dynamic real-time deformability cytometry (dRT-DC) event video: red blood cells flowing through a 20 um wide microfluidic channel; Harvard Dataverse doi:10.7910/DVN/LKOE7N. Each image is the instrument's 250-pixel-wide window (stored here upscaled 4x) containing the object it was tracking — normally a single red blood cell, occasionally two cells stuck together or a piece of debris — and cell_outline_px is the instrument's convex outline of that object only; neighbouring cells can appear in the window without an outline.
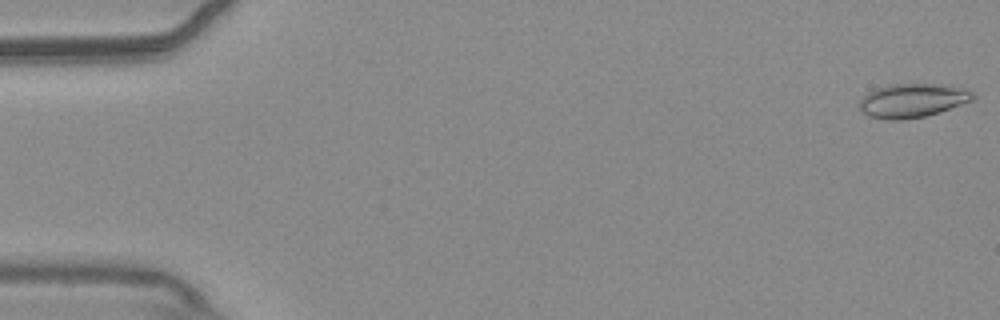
{"species": "common noctule bat (a hibernating species)", "species_latin": "Nyctalus noctula", "temperature_condition": "warm", "stored_images_in_passage": 16, "camera_frame_rate_fps": 3000, "um_per_image_px": 0.085, "animal": {"sex": "male", "body_mass_g": 20.4}, "frame": {"image": 1, "passage_image": 1, "time_ms": 0.0, "image_size_px": [1000, 320], "cell_outline_px": [[976, 96], [972, 100], [940, 112], [928, 116], [904, 120], [888, 120], [868, 116], [860, 112], [860, 100], [868, 92], [876, 88], [892, 84], [940, 84], [964, 88], [972, 92]], "centroid_in_image_um": [77.55, 8.56], "position_along_channel_um": 7.5, "area_um2": 22.54}}